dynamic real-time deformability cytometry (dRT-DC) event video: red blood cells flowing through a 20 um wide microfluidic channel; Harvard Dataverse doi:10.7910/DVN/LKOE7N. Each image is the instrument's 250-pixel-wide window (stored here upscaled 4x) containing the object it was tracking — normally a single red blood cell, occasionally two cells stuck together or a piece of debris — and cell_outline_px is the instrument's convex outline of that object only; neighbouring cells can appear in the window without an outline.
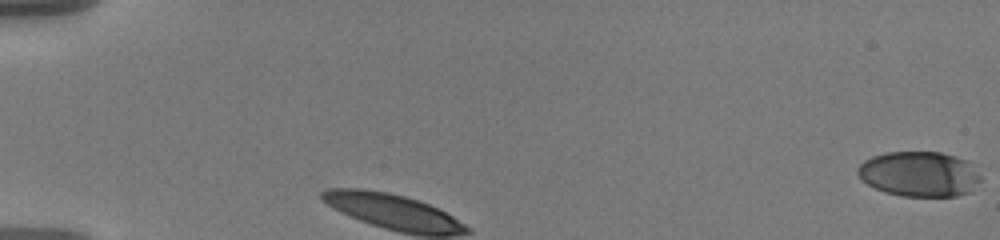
{"species": "human", "species_latin": "Homo sapiens", "temperature_condition": "warm", "stored_images_in_passage": 34, "camera_frame_rate_fps": 3000, "um_per_image_px": 0.085, "donor": {"sex": "male"}, "frame": {"image": 1, "passage_image": 1, "time_ms": 0.0, "image_size_px": [1000, 240], "cell_outline_px": [[980, 180], [972, 192], [956, 196], [900, 196], [884, 192], [860, 180], [856, 172], [856, 168], [864, 160], [872, 156], [888, 152], [940, 152], [956, 156], [964, 160], [980, 176]], "centroid_in_image_um": [78.09, 14.8], "position_along_channel_um": 6.9, "area_um2": 32.37}}
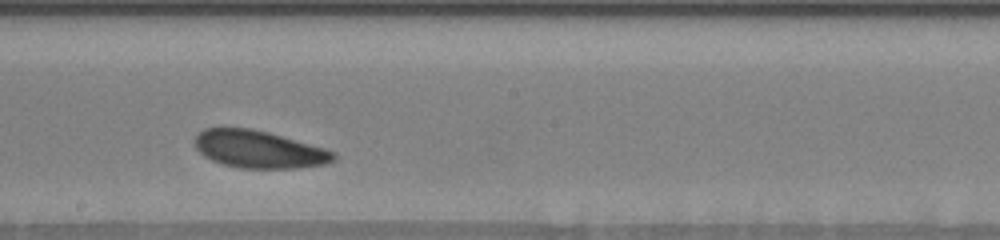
{"frame": {"image": 2, "passage_image": 18, "time_ms": 5.667, "image_size_px": [1000, 240], "cell_outline_px": [[336, 160], [324, 164], [296, 168], [240, 168], [224, 164], [212, 160], [204, 156], [196, 148], [196, 136], [204, 128], [252, 128], [268, 132], [324, 148], [336, 152]], "centroid_in_image_um": [22.03, 12.69], "position_along_channel_um": 226.2, "area_um2": 30.06}}
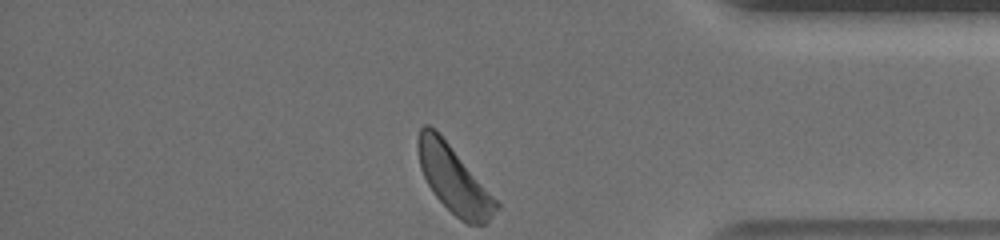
{"frame": {"image": 3, "passage_image": 34, "time_ms": 11.0, "image_size_px": [1000, 240], "cell_outline_px": [[500, 208], [484, 224], [468, 224], [460, 220], [432, 192], [420, 168], [416, 148], [416, 140], [420, 128], [424, 124], [428, 124], [436, 128], [500, 204]], "centroid_in_image_um": [38.53, 15.2], "position_along_channel_um": 396.7, "area_um2": 30.4}, "authors_computed_cell_mechanics": {"area_um2": 30.4317, "velocity_mm_per_s": 3.5081, "shape_relaxation_time_tau1_ms": 2.4093, "shape_relaxation_time_tau2_ms": 3.4452, "deformation_change_tau1": 0.0872, "deformation_change_tau2": 0.1001}}